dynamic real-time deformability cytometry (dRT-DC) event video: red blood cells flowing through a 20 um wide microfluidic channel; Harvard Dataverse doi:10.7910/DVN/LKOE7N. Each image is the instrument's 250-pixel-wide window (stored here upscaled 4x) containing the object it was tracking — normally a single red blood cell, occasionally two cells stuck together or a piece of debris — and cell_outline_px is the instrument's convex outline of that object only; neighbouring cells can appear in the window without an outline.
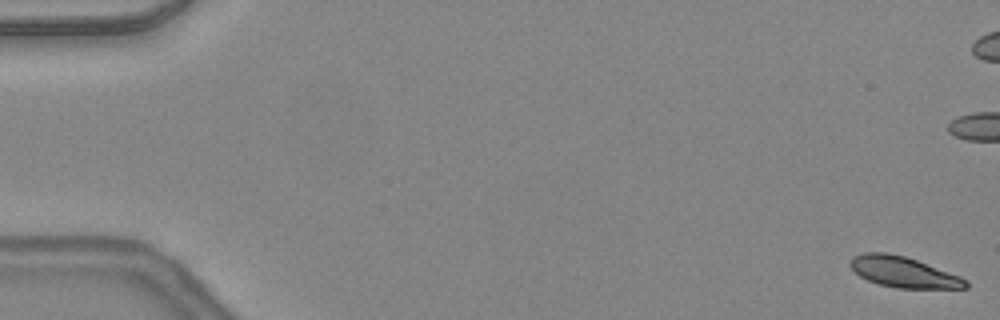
{"species": "common noctule bat (a hibernating species)", "species_latin": "Nyctalus noctula", "temperature_condition": "warm", "stored_images_in_passage": 49, "camera_frame_rate_fps": 3000, "um_per_image_px": 0.085, "animal": {"sex": "female", "body_mass_g": 24.6, "forearm_length_mm": 56.2}, "frame": {"image": 1, "passage_image": 1, "time_ms": 0.0, "image_size_px": [1000, 320], "cell_outline_px": [[968, 288], [896, 288], [880, 284], [868, 280], [860, 276], [848, 264], [848, 260], [852, 256], [864, 252], [884, 252], [904, 256], [916, 260], [960, 276], [968, 280]], "centroid_in_image_um": [76.76, 23.12], "position_along_channel_um": 8.2, "area_um2": 20.58}, "authors_computed_cell_mechanics": {"area_um2": 22.3108, "velocity_mm_per_s": 4.3597, "shape_relaxation_time_tau1_ms": 3.9887, "shape_relaxation_time_tau2_ms": null, "deformation_change_tau1": 0.1197, "deformation_change_tau2": null}}